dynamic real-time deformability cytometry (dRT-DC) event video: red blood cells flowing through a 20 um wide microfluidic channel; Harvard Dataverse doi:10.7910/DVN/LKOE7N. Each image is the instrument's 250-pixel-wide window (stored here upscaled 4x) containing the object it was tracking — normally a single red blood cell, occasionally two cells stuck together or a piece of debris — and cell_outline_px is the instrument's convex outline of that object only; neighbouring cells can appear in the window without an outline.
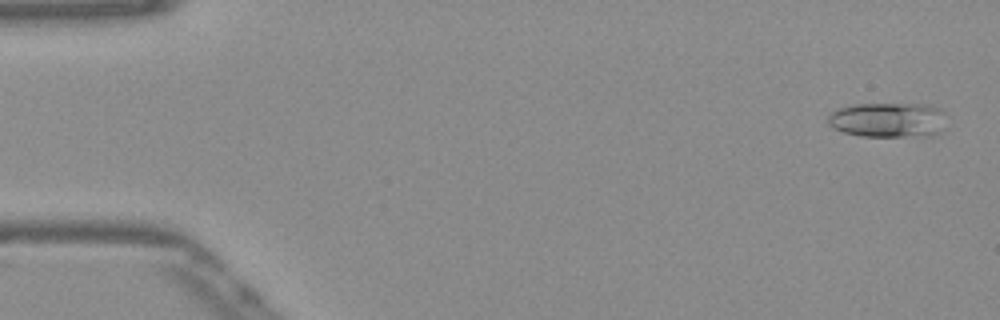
{"species": "Egyptian fruit bat (a non-hibernating species)", "species_latin": "Rousettus aegyptiacus", "temperature_condition": "warm", "stored_images_in_passage": 52, "camera_frame_rate_fps": 3000, "um_per_image_px": 0.085, "frame": {"image": 1, "passage_image": 2, "time_ms": 0.333, "image_size_px": [1000, 320], "cell_outline_px": [[944, 112], [940, 132], [924, 136], [860, 136], [844, 132], [832, 128], [828, 124], [828, 116], [832, 112], [840, 108], [860, 104], [928, 104], [940, 108]], "centroid_in_image_um": [75.46, 10.19], "position_along_channel_um": 9.5, "area_um2": 23.87}}
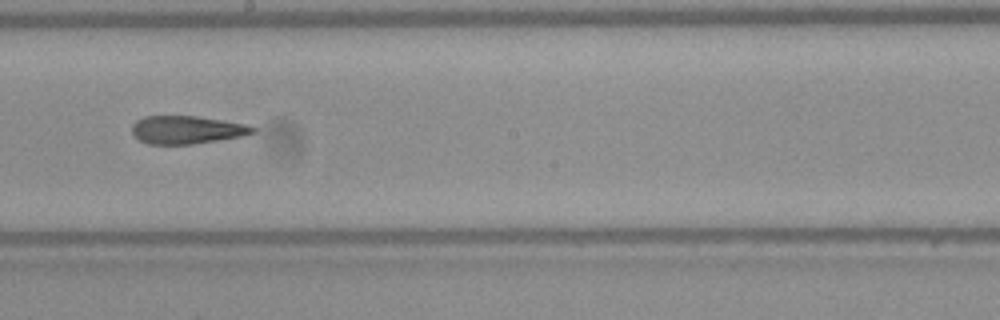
{"frame": {"image": 2, "passage_image": 29, "time_ms": 9.333, "image_size_px": [1000, 320], "cell_outline_px": [[256, 132], [244, 136], [192, 144], [148, 144], [140, 140], [132, 132], [132, 124], [136, 120], [144, 116], [196, 116], [244, 124], [256, 128]], "centroid_in_image_um": [15.86, 11.03], "position_along_channel_um": 232.3, "area_um2": 19.59}}
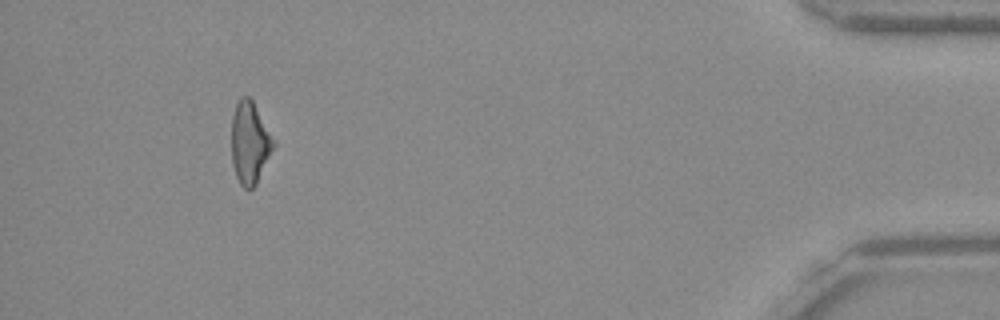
{"frame": {"image": 3, "passage_image": 48, "time_ms": 15.667, "image_size_px": [1000, 320], "cell_outline_px": [[276, 144], [256, 184], [252, 188], [244, 188], [240, 184], [236, 176], [232, 164], [232, 116], [236, 104], [244, 96], [248, 96], [252, 100], [276, 140]], "centroid_in_image_um": [21.25, 12.14], "position_along_channel_um": 413.9, "area_um2": 20.06}, "authors_computed_cell_mechanics": {"area_um2": 20.7213, "velocity_mm_per_s": 3.908, "shape_relaxation_time_tau1_ms": null, "shape_relaxation_time_tau2_ms": 2.4738, "deformation_change_tau1": null, "deformation_change_tau2": 0.1388}}